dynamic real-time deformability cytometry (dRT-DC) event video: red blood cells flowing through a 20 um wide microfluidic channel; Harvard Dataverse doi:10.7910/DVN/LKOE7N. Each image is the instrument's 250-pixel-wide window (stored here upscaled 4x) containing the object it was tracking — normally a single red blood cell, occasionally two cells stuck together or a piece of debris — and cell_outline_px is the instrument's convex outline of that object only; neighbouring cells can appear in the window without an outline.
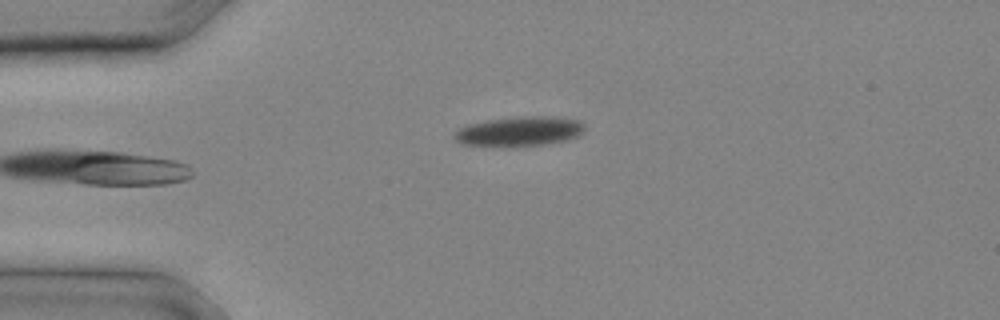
{"species": "common noctule bat (a hibernating species)", "species_latin": "Nyctalus noctula", "temperature_condition": "cold", "stored_images_in_passage": 3, "camera_frame_rate_fps": 3000, "um_per_image_px": 0.085, "animal": {"sex": "male", "body_mass_g": 20.4}, "frame": {"image": 1, "passage_image": 3, "time_ms": 0.667, "image_size_px": [1000, 320], "cell_outline_px": [[584, 132], [580, 136], [568, 140], [548, 144], [504, 148], [492, 148], [460, 144], [452, 136], [452, 132], [468, 124], [484, 120], [516, 116], [556, 116], [580, 120], [584, 124]], "centroid_in_image_um": [44.11, 11.19], "position_along_channel_um": 40.9, "area_um2": 23.76}}